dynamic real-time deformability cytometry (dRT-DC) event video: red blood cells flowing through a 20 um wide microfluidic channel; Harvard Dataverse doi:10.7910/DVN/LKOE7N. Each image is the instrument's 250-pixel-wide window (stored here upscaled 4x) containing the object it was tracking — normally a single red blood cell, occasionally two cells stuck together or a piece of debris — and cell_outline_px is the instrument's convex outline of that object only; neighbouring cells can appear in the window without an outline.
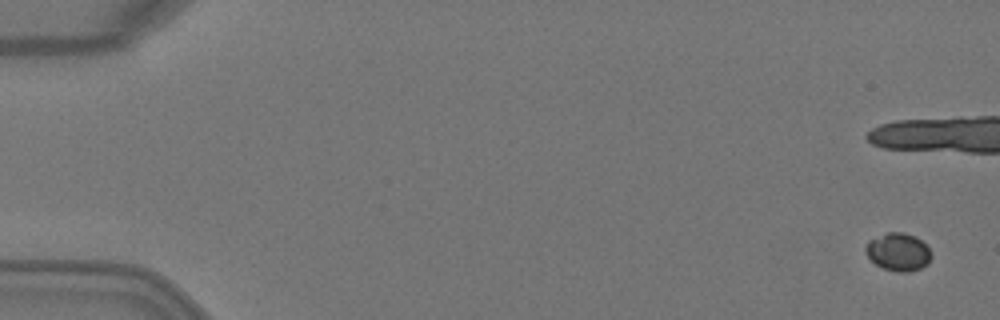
{"species": "Egyptian fruit bat (a non-hibernating species)", "species_latin": "Rousettus aegyptiacus", "temperature_condition": "warm", "stored_images_in_passage": 6, "camera_frame_rate_fps": 3000, "um_per_image_px": 0.085, "animal": {"sex": "female"}, "frame": {"image": 1, "passage_image": 1, "time_ms": 0.0, "image_size_px": [1000, 320], "cell_outline_px": [[932, 256], [928, 264], [920, 268], [908, 272], [896, 272], [884, 268], [876, 264], [864, 252], [864, 248], [868, 240], [888, 232], [904, 232], [916, 236], [932, 252]], "centroid_in_image_um": [76.35, 21.41], "position_along_channel_um": 8.7, "area_um2": 14.57}}